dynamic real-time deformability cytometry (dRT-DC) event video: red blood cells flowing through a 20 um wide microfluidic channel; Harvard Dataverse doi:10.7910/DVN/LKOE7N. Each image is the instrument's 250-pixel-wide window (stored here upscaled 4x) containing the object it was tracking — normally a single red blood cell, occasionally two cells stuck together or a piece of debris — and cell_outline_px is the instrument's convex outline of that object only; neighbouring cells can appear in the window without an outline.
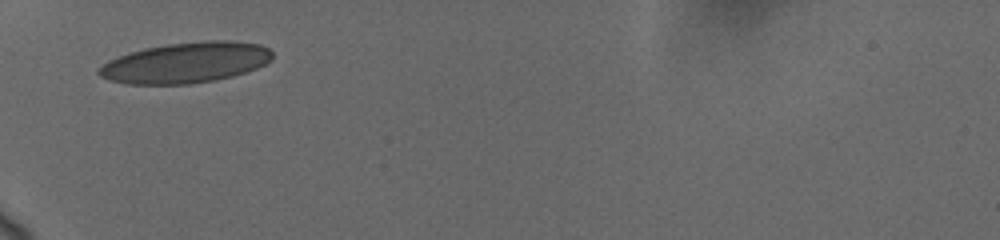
{"species": "human", "species_latin": "Homo sapiens", "temperature_condition": "cold", "stored_images_in_passage": 2, "camera_frame_rate_fps": 3000, "um_per_image_px": 0.085, "donor": {"sex": "female"}, "frame": {"image": 1, "passage_image": 1, "time_ms": 0.0, "image_size_px": [1000, 240], "cell_outline_px": [[272, 60], [256, 68], [232, 76], [216, 80], [192, 84], [128, 84], [112, 80], [100, 76], [96, 72], [96, 68], [108, 60], [128, 52], [144, 48], [168, 44], [208, 40], [224, 40], [260, 44], [268, 48], [272, 52]], "centroid_in_image_um": [15.76, 5.32], "position_along_channel_um": 69.2, "area_um2": 41.15}}